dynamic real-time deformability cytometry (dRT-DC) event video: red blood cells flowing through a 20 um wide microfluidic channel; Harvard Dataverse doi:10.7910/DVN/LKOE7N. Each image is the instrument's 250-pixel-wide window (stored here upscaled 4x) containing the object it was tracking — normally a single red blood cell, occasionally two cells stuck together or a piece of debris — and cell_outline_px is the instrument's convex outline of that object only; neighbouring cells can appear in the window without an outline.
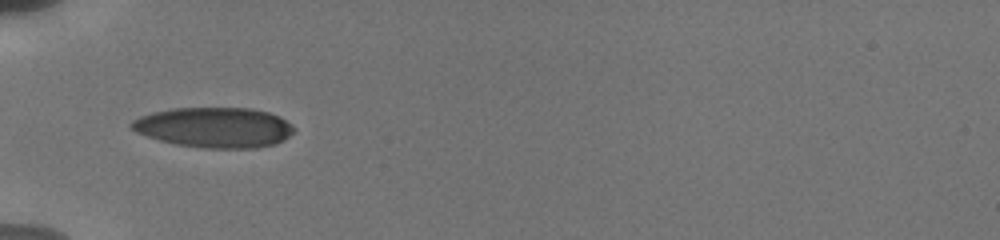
{"species": "human", "species_latin": "Homo sapiens", "temperature_condition": "cold", "stored_images_in_passage": 58, "camera_frame_rate_fps": 3000, "um_per_image_px": 0.085, "donor": {"sex": "male"}, "frame": {"image": 1, "passage_image": 1, "time_ms": 0.0, "image_size_px": [1000, 240], "cell_outline_px": [[296, 128], [284, 140], [276, 144], [256, 148], [204, 148], [176, 144], [160, 140], [136, 132], [128, 124], [132, 120], [140, 116], [152, 112], [172, 108], [252, 108], [268, 112], [280, 116], [292, 124]], "centroid_in_image_um": [18.24, 10.83], "position_along_channel_um": 66.8, "area_um2": 38.26}}
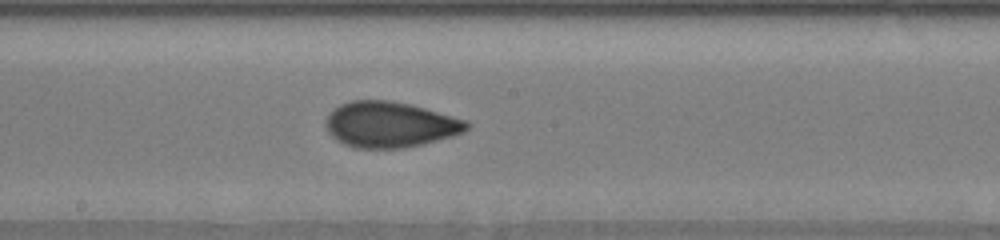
{"frame": {"image": 2, "passage_image": 20, "time_ms": 4.0, "image_size_px": [1000, 240], "cell_outline_px": [[472, 124], [464, 132], [452, 136], [424, 144], [404, 148], [356, 148], [344, 144], [336, 140], [328, 132], [324, 124], [328, 116], [340, 104], [352, 100], [392, 100], [424, 108], [468, 120]], "centroid_in_image_um": [33.17, 10.59], "position_along_channel_um": 215.0, "area_um2": 37.63}}
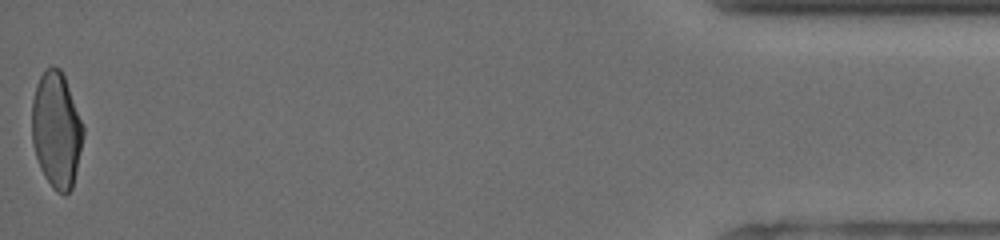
{"frame": {"image": 3, "passage_image": 58, "time_ms": 11.667, "image_size_px": [1000, 240], "cell_outline_px": [[84, 136], [72, 188], [64, 196], [56, 192], [52, 188], [44, 176], [40, 168], [32, 144], [32, 100], [36, 84], [44, 68], [52, 64], [60, 68], [64, 76], [84, 128]], "centroid_in_image_um": [4.78, 11.04], "position_along_channel_um": 430.4, "area_um2": 34.85}, "authors_computed_cell_mechanics": {"area_um2": 35.9805, "velocity_mm_per_s": 3.8307, "shape_relaxation_time_tau1_ms": 5.8239, "shape_relaxation_time_tau2_ms": 1.2594, "deformation_change_tau1": 0.1673, "deformation_change_tau2": 0.0595}}